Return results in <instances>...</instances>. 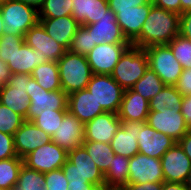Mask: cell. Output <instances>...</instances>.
<instances>
[{"label":"cell","instance_id":"1","mask_svg":"<svg viewBox=\"0 0 191 190\" xmlns=\"http://www.w3.org/2000/svg\"><path fill=\"white\" fill-rule=\"evenodd\" d=\"M179 17L177 13L153 5L139 37L131 45L141 49L153 45H167L179 35Z\"/></svg>","mask_w":191,"mask_h":190},{"label":"cell","instance_id":"2","mask_svg":"<svg viewBox=\"0 0 191 190\" xmlns=\"http://www.w3.org/2000/svg\"><path fill=\"white\" fill-rule=\"evenodd\" d=\"M61 169L68 183H91L105 190L104 173L82 145L68 152V158Z\"/></svg>","mask_w":191,"mask_h":190},{"label":"cell","instance_id":"3","mask_svg":"<svg viewBox=\"0 0 191 190\" xmlns=\"http://www.w3.org/2000/svg\"><path fill=\"white\" fill-rule=\"evenodd\" d=\"M57 64L61 88L67 95L87 87L93 73L86 56L67 50Z\"/></svg>","mask_w":191,"mask_h":190},{"label":"cell","instance_id":"4","mask_svg":"<svg viewBox=\"0 0 191 190\" xmlns=\"http://www.w3.org/2000/svg\"><path fill=\"white\" fill-rule=\"evenodd\" d=\"M146 51L130 45L114 67L112 78L124 89H131L148 69Z\"/></svg>","mask_w":191,"mask_h":190},{"label":"cell","instance_id":"5","mask_svg":"<svg viewBox=\"0 0 191 190\" xmlns=\"http://www.w3.org/2000/svg\"><path fill=\"white\" fill-rule=\"evenodd\" d=\"M0 11L4 21L3 34L24 36L38 21V11L17 0L0 2Z\"/></svg>","mask_w":191,"mask_h":190},{"label":"cell","instance_id":"6","mask_svg":"<svg viewBox=\"0 0 191 190\" xmlns=\"http://www.w3.org/2000/svg\"><path fill=\"white\" fill-rule=\"evenodd\" d=\"M30 105L26 121H33L40 113L67 110L68 95L63 90L46 91L31 77L28 82Z\"/></svg>","mask_w":191,"mask_h":190},{"label":"cell","instance_id":"7","mask_svg":"<svg viewBox=\"0 0 191 190\" xmlns=\"http://www.w3.org/2000/svg\"><path fill=\"white\" fill-rule=\"evenodd\" d=\"M148 66L165 85L174 86L182 74V65L173 55L168 45H153L144 49Z\"/></svg>","mask_w":191,"mask_h":190},{"label":"cell","instance_id":"8","mask_svg":"<svg viewBox=\"0 0 191 190\" xmlns=\"http://www.w3.org/2000/svg\"><path fill=\"white\" fill-rule=\"evenodd\" d=\"M86 89L106 112L117 114L125 90L111 75L93 74Z\"/></svg>","mask_w":191,"mask_h":190},{"label":"cell","instance_id":"9","mask_svg":"<svg viewBox=\"0 0 191 190\" xmlns=\"http://www.w3.org/2000/svg\"><path fill=\"white\" fill-rule=\"evenodd\" d=\"M31 74H12L7 84L0 86V103L26 119L30 98L28 82Z\"/></svg>","mask_w":191,"mask_h":190},{"label":"cell","instance_id":"10","mask_svg":"<svg viewBox=\"0 0 191 190\" xmlns=\"http://www.w3.org/2000/svg\"><path fill=\"white\" fill-rule=\"evenodd\" d=\"M68 158V152L53 141L38 147L23 158L28 168L46 173L61 169Z\"/></svg>","mask_w":191,"mask_h":190},{"label":"cell","instance_id":"11","mask_svg":"<svg viewBox=\"0 0 191 190\" xmlns=\"http://www.w3.org/2000/svg\"><path fill=\"white\" fill-rule=\"evenodd\" d=\"M131 44L96 45L87 55V61L93 74L111 75L121 55Z\"/></svg>","mask_w":191,"mask_h":190},{"label":"cell","instance_id":"12","mask_svg":"<svg viewBox=\"0 0 191 190\" xmlns=\"http://www.w3.org/2000/svg\"><path fill=\"white\" fill-rule=\"evenodd\" d=\"M164 182L161 159L137 153L129 158L128 183Z\"/></svg>","mask_w":191,"mask_h":190},{"label":"cell","instance_id":"13","mask_svg":"<svg viewBox=\"0 0 191 190\" xmlns=\"http://www.w3.org/2000/svg\"><path fill=\"white\" fill-rule=\"evenodd\" d=\"M160 159L165 182L185 183L191 160L177 142Z\"/></svg>","mask_w":191,"mask_h":190},{"label":"cell","instance_id":"14","mask_svg":"<svg viewBox=\"0 0 191 190\" xmlns=\"http://www.w3.org/2000/svg\"><path fill=\"white\" fill-rule=\"evenodd\" d=\"M85 124L77 117L67 112L56 132L51 136V141L56 143L66 152L81 146L85 141Z\"/></svg>","mask_w":191,"mask_h":190},{"label":"cell","instance_id":"15","mask_svg":"<svg viewBox=\"0 0 191 190\" xmlns=\"http://www.w3.org/2000/svg\"><path fill=\"white\" fill-rule=\"evenodd\" d=\"M24 42L47 61L58 62L67 51L62 45L49 36L42 24L38 21L24 35Z\"/></svg>","mask_w":191,"mask_h":190},{"label":"cell","instance_id":"16","mask_svg":"<svg viewBox=\"0 0 191 190\" xmlns=\"http://www.w3.org/2000/svg\"><path fill=\"white\" fill-rule=\"evenodd\" d=\"M13 139L16 155L23 159L30 152L50 142L51 136L33 122L25 120L14 133Z\"/></svg>","mask_w":191,"mask_h":190},{"label":"cell","instance_id":"17","mask_svg":"<svg viewBox=\"0 0 191 190\" xmlns=\"http://www.w3.org/2000/svg\"><path fill=\"white\" fill-rule=\"evenodd\" d=\"M146 121H122L121 126L110 142L113 152L128 158L136 155L139 150L137 143L138 132L141 131Z\"/></svg>","mask_w":191,"mask_h":190},{"label":"cell","instance_id":"18","mask_svg":"<svg viewBox=\"0 0 191 190\" xmlns=\"http://www.w3.org/2000/svg\"><path fill=\"white\" fill-rule=\"evenodd\" d=\"M121 120L113 112H104L85 123V141L109 143L121 126Z\"/></svg>","mask_w":191,"mask_h":190},{"label":"cell","instance_id":"19","mask_svg":"<svg viewBox=\"0 0 191 190\" xmlns=\"http://www.w3.org/2000/svg\"><path fill=\"white\" fill-rule=\"evenodd\" d=\"M138 152L152 158L160 159L176 141L170 136L153 129L146 123L138 132Z\"/></svg>","mask_w":191,"mask_h":190},{"label":"cell","instance_id":"20","mask_svg":"<svg viewBox=\"0 0 191 190\" xmlns=\"http://www.w3.org/2000/svg\"><path fill=\"white\" fill-rule=\"evenodd\" d=\"M153 129L178 142L188 131L181 112L150 111L146 121Z\"/></svg>","mask_w":191,"mask_h":190},{"label":"cell","instance_id":"21","mask_svg":"<svg viewBox=\"0 0 191 190\" xmlns=\"http://www.w3.org/2000/svg\"><path fill=\"white\" fill-rule=\"evenodd\" d=\"M153 6L152 0L144 5L132 7V9L119 10L116 21L127 41L132 44L140 35L143 23Z\"/></svg>","mask_w":191,"mask_h":190},{"label":"cell","instance_id":"22","mask_svg":"<svg viewBox=\"0 0 191 190\" xmlns=\"http://www.w3.org/2000/svg\"><path fill=\"white\" fill-rule=\"evenodd\" d=\"M93 43L96 45L109 44H130L123 35L120 25L116 21V15L109 9V16H104L93 24L85 25Z\"/></svg>","mask_w":191,"mask_h":190},{"label":"cell","instance_id":"23","mask_svg":"<svg viewBox=\"0 0 191 190\" xmlns=\"http://www.w3.org/2000/svg\"><path fill=\"white\" fill-rule=\"evenodd\" d=\"M67 110L84 124L106 112L86 88L68 95Z\"/></svg>","mask_w":191,"mask_h":190},{"label":"cell","instance_id":"24","mask_svg":"<svg viewBox=\"0 0 191 190\" xmlns=\"http://www.w3.org/2000/svg\"><path fill=\"white\" fill-rule=\"evenodd\" d=\"M39 22L46 33L66 50L69 49L71 41L80 26L72 15L58 18H39Z\"/></svg>","mask_w":191,"mask_h":190},{"label":"cell","instance_id":"25","mask_svg":"<svg viewBox=\"0 0 191 190\" xmlns=\"http://www.w3.org/2000/svg\"><path fill=\"white\" fill-rule=\"evenodd\" d=\"M149 101L132 89L124 91L117 115L121 121H147Z\"/></svg>","mask_w":191,"mask_h":190},{"label":"cell","instance_id":"26","mask_svg":"<svg viewBox=\"0 0 191 190\" xmlns=\"http://www.w3.org/2000/svg\"><path fill=\"white\" fill-rule=\"evenodd\" d=\"M72 16L80 25L93 24L109 16L107 0H73Z\"/></svg>","mask_w":191,"mask_h":190},{"label":"cell","instance_id":"27","mask_svg":"<svg viewBox=\"0 0 191 190\" xmlns=\"http://www.w3.org/2000/svg\"><path fill=\"white\" fill-rule=\"evenodd\" d=\"M47 60L38 53V50L31 48L25 42L15 51L7 65L12 74H31L37 66L46 63Z\"/></svg>","mask_w":191,"mask_h":190},{"label":"cell","instance_id":"28","mask_svg":"<svg viewBox=\"0 0 191 190\" xmlns=\"http://www.w3.org/2000/svg\"><path fill=\"white\" fill-rule=\"evenodd\" d=\"M129 158L115 154L104 173L105 190H121L128 184Z\"/></svg>","mask_w":191,"mask_h":190},{"label":"cell","instance_id":"29","mask_svg":"<svg viewBox=\"0 0 191 190\" xmlns=\"http://www.w3.org/2000/svg\"><path fill=\"white\" fill-rule=\"evenodd\" d=\"M183 96L175 86L165 85L163 89L149 101V110L158 112H181Z\"/></svg>","mask_w":191,"mask_h":190},{"label":"cell","instance_id":"30","mask_svg":"<svg viewBox=\"0 0 191 190\" xmlns=\"http://www.w3.org/2000/svg\"><path fill=\"white\" fill-rule=\"evenodd\" d=\"M31 77L46 91L62 90L57 62L47 61L37 66L33 69Z\"/></svg>","mask_w":191,"mask_h":190},{"label":"cell","instance_id":"31","mask_svg":"<svg viewBox=\"0 0 191 190\" xmlns=\"http://www.w3.org/2000/svg\"><path fill=\"white\" fill-rule=\"evenodd\" d=\"M82 146L86 149L87 153L91 156L96 166L105 173L115 153L109 143L84 141Z\"/></svg>","mask_w":191,"mask_h":190},{"label":"cell","instance_id":"32","mask_svg":"<svg viewBox=\"0 0 191 190\" xmlns=\"http://www.w3.org/2000/svg\"><path fill=\"white\" fill-rule=\"evenodd\" d=\"M165 86L159 76L148 67L144 75L131 88L146 100L150 101Z\"/></svg>","mask_w":191,"mask_h":190},{"label":"cell","instance_id":"33","mask_svg":"<svg viewBox=\"0 0 191 190\" xmlns=\"http://www.w3.org/2000/svg\"><path fill=\"white\" fill-rule=\"evenodd\" d=\"M24 161L20 157L0 160V190H11L17 184Z\"/></svg>","mask_w":191,"mask_h":190},{"label":"cell","instance_id":"34","mask_svg":"<svg viewBox=\"0 0 191 190\" xmlns=\"http://www.w3.org/2000/svg\"><path fill=\"white\" fill-rule=\"evenodd\" d=\"M11 190H46L44 173L30 169L23 164L17 184Z\"/></svg>","mask_w":191,"mask_h":190},{"label":"cell","instance_id":"35","mask_svg":"<svg viewBox=\"0 0 191 190\" xmlns=\"http://www.w3.org/2000/svg\"><path fill=\"white\" fill-rule=\"evenodd\" d=\"M73 0H44L38 18H58L72 15Z\"/></svg>","mask_w":191,"mask_h":190},{"label":"cell","instance_id":"36","mask_svg":"<svg viewBox=\"0 0 191 190\" xmlns=\"http://www.w3.org/2000/svg\"><path fill=\"white\" fill-rule=\"evenodd\" d=\"M167 45L183 69L191 68V40L177 35Z\"/></svg>","mask_w":191,"mask_h":190},{"label":"cell","instance_id":"37","mask_svg":"<svg viewBox=\"0 0 191 190\" xmlns=\"http://www.w3.org/2000/svg\"><path fill=\"white\" fill-rule=\"evenodd\" d=\"M92 35L85 25H80L75 33L68 51L71 53L86 56L94 47Z\"/></svg>","mask_w":191,"mask_h":190},{"label":"cell","instance_id":"38","mask_svg":"<svg viewBox=\"0 0 191 190\" xmlns=\"http://www.w3.org/2000/svg\"><path fill=\"white\" fill-rule=\"evenodd\" d=\"M67 112L68 110H52V112L40 113L32 122L49 136H52Z\"/></svg>","mask_w":191,"mask_h":190},{"label":"cell","instance_id":"39","mask_svg":"<svg viewBox=\"0 0 191 190\" xmlns=\"http://www.w3.org/2000/svg\"><path fill=\"white\" fill-rule=\"evenodd\" d=\"M25 119L0 103V132L14 135Z\"/></svg>","mask_w":191,"mask_h":190},{"label":"cell","instance_id":"40","mask_svg":"<svg viewBox=\"0 0 191 190\" xmlns=\"http://www.w3.org/2000/svg\"><path fill=\"white\" fill-rule=\"evenodd\" d=\"M24 43V36L14 34H3L0 37V60L8 63L13 54Z\"/></svg>","mask_w":191,"mask_h":190},{"label":"cell","instance_id":"41","mask_svg":"<svg viewBox=\"0 0 191 190\" xmlns=\"http://www.w3.org/2000/svg\"><path fill=\"white\" fill-rule=\"evenodd\" d=\"M46 190H69L68 180L62 169L44 173Z\"/></svg>","mask_w":191,"mask_h":190},{"label":"cell","instance_id":"42","mask_svg":"<svg viewBox=\"0 0 191 190\" xmlns=\"http://www.w3.org/2000/svg\"><path fill=\"white\" fill-rule=\"evenodd\" d=\"M17 157L13 135L0 132V160Z\"/></svg>","mask_w":191,"mask_h":190},{"label":"cell","instance_id":"43","mask_svg":"<svg viewBox=\"0 0 191 190\" xmlns=\"http://www.w3.org/2000/svg\"><path fill=\"white\" fill-rule=\"evenodd\" d=\"M109 9L115 14L119 10L132 9V7L149 3L151 0H107Z\"/></svg>","mask_w":191,"mask_h":190},{"label":"cell","instance_id":"44","mask_svg":"<svg viewBox=\"0 0 191 190\" xmlns=\"http://www.w3.org/2000/svg\"><path fill=\"white\" fill-rule=\"evenodd\" d=\"M174 86L182 96L191 95V68L183 69L180 78Z\"/></svg>","mask_w":191,"mask_h":190},{"label":"cell","instance_id":"45","mask_svg":"<svg viewBox=\"0 0 191 190\" xmlns=\"http://www.w3.org/2000/svg\"><path fill=\"white\" fill-rule=\"evenodd\" d=\"M179 35L191 40V10L180 14Z\"/></svg>","mask_w":191,"mask_h":190},{"label":"cell","instance_id":"46","mask_svg":"<svg viewBox=\"0 0 191 190\" xmlns=\"http://www.w3.org/2000/svg\"><path fill=\"white\" fill-rule=\"evenodd\" d=\"M153 5L167 11H171L177 14H181V2L180 0H152Z\"/></svg>","mask_w":191,"mask_h":190},{"label":"cell","instance_id":"47","mask_svg":"<svg viewBox=\"0 0 191 190\" xmlns=\"http://www.w3.org/2000/svg\"><path fill=\"white\" fill-rule=\"evenodd\" d=\"M163 182H147L144 184L128 183L121 190H162Z\"/></svg>","mask_w":191,"mask_h":190},{"label":"cell","instance_id":"48","mask_svg":"<svg viewBox=\"0 0 191 190\" xmlns=\"http://www.w3.org/2000/svg\"><path fill=\"white\" fill-rule=\"evenodd\" d=\"M181 114L184 117V121L191 130V95L183 96L182 105H181Z\"/></svg>","mask_w":191,"mask_h":190},{"label":"cell","instance_id":"49","mask_svg":"<svg viewBox=\"0 0 191 190\" xmlns=\"http://www.w3.org/2000/svg\"><path fill=\"white\" fill-rule=\"evenodd\" d=\"M177 143L191 160V130H189Z\"/></svg>","mask_w":191,"mask_h":190},{"label":"cell","instance_id":"50","mask_svg":"<svg viewBox=\"0 0 191 190\" xmlns=\"http://www.w3.org/2000/svg\"><path fill=\"white\" fill-rule=\"evenodd\" d=\"M11 76L12 72L7 63L0 60V86L7 84Z\"/></svg>","mask_w":191,"mask_h":190},{"label":"cell","instance_id":"51","mask_svg":"<svg viewBox=\"0 0 191 190\" xmlns=\"http://www.w3.org/2000/svg\"><path fill=\"white\" fill-rule=\"evenodd\" d=\"M69 190H101L98 186L91 183H68Z\"/></svg>","mask_w":191,"mask_h":190},{"label":"cell","instance_id":"52","mask_svg":"<svg viewBox=\"0 0 191 190\" xmlns=\"http://www.w3.org/2000/svg\"><path fill=\"white\" fill-rule=\"evenodd\" d=\"M162 190H188L184 183L163 182Z\"/></svg>","mask_w":191,"mask_h":190},{"label":"cell","instance_id":"53","mask_svg":"<svg viewBox=\"0 0 191 190\" xmlns=\"http://www.w3.org/2000/svg\"><path fill=\"white\" fill-rule=\"evenodd\" d=\"M24 4H27L33 8H35L37 11L42 7L44 0H17Z\"/></svg>","mask_w":191,"mask_h":190},{"label":"cell","instance_id":"54","mask_svg":"<svg viewBox=\"0 0 191 190\" xmlns=\"http://www.w3.org/2000/svg\"><path fill=\"white\" fill-rule=\"evenodd\" d=\"M181 2V14L183 12L191 10V0H180Z\"/></svg>","mask_w":191,"mask_h":190},{"label":"cell","instance_id":"55","mask_svg":"<svg viewBox=\"0 0 191 190\" xmlns=\"http://www.w3.org/2000/svg\"><path fill=\"white\" fill-rule=\"evenodd\" d=\"M184 184L186 185L188 190H191V171L189 172L187 179H186Z\"/></svg>","mask_w":191,"mask_h":190},{"label":"cell","instance_id":"56","mask_svg":"<svg viewBox=\"0 0 191 190\" xmlns=\"http://www.w3.org/2000/svg\"><path fill=\"white\" fill-rule=\"evenodd\" d=\"M3 31H4V21L2 19V14L0 11V37L3 35Z\"/></svg>","mask_w":191,"mask_h":190}]
</instances>
